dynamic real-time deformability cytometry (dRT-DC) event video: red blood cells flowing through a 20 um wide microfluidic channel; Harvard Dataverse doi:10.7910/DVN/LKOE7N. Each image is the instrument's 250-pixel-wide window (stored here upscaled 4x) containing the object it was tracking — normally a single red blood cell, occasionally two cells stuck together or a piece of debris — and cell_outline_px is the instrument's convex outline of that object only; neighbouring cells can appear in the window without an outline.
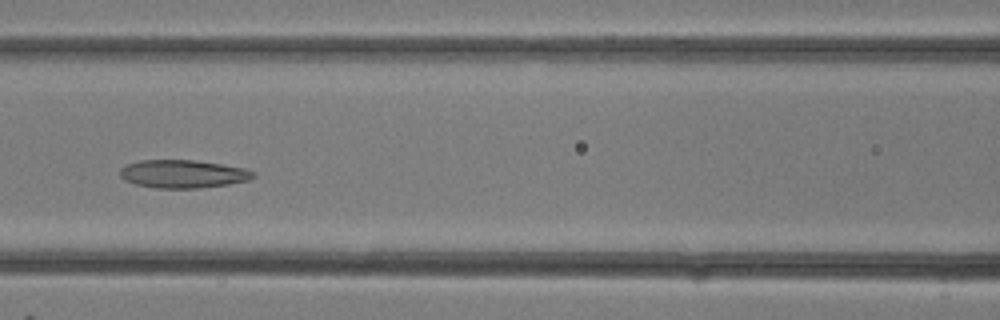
{"species": "common noctule bat (a hibernating species)", "species_latin": "Nyctalus noctula", "temperature_condition": "room temperature", "stored_images_in_passage": 17, "camera_frame_rate_fps": 3000, "um_per_image_px": 0.085, "animal": {"sex": "female"}, "frame": {"image": 1, "passage_image": 10, "time_ms": 3.0, "image_size_px": [1000, 320], "cell_outline_px": [[256, 176], [248, 180], [228, 184], [200, 188], [156, 188], [136, 184], [124, 180], [120, 176], [120, 168], [128, 164], [140, 160], [192, 160], [220, 164], [244, 168], [256, 172]], "centroid_in_image_um": [15.55, 14.78], "position_along_channel_um": 151.0, "area_um2": 21.73}}
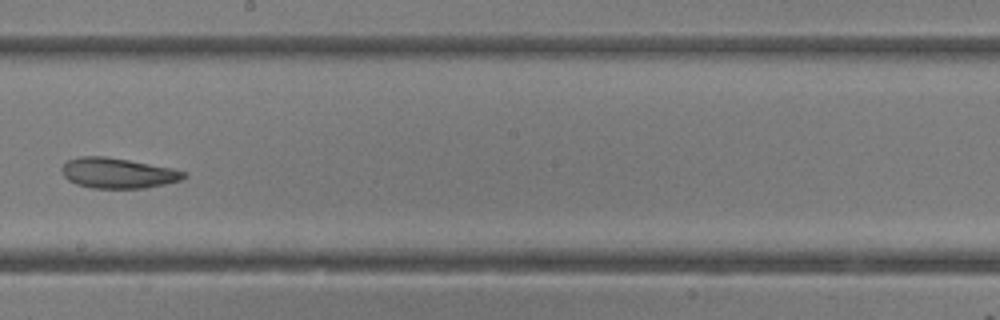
{"frame": {"image": 2, "passage_image": 14, "time_ms": 4.333, "image_size_px": [1000, 320], "cell_outline_px": [[188, 176], [180, 180], [164, 184], [144, 188], [92, 188], [76, 184], [68, 180], [64, 176], [60, 168], [68, 160], [80, 156], [104, 156], [128, 160], [172, 168], [188, 172]], "centroid_in_image_um": [10.02, 14.71], "position_along_channel_um": 238.2, "area_um2": 21.56}}
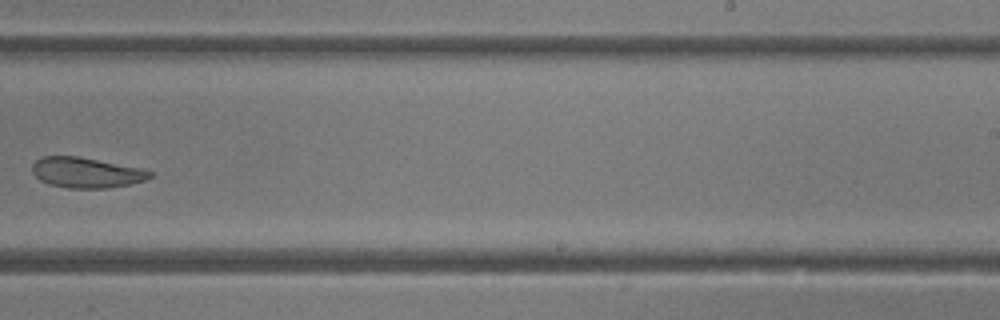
{"frame": {"image": 3, "passage_image": 16, "time_ms": 5.0, "image_size_px": [1000, 320], "cell_outline_px": [[152, 176], [144, 180], [128, 184], [108, 188], [68, 188], [48, 184], [40, 180], [32, 172], [32, 164], [40, 156], [80, 156], [144, 168], [152, 172]], "centroid_in_image_um": [7.32, 14.65], "position_along_channel_um": 281.7, "area_um2": 21.04}}